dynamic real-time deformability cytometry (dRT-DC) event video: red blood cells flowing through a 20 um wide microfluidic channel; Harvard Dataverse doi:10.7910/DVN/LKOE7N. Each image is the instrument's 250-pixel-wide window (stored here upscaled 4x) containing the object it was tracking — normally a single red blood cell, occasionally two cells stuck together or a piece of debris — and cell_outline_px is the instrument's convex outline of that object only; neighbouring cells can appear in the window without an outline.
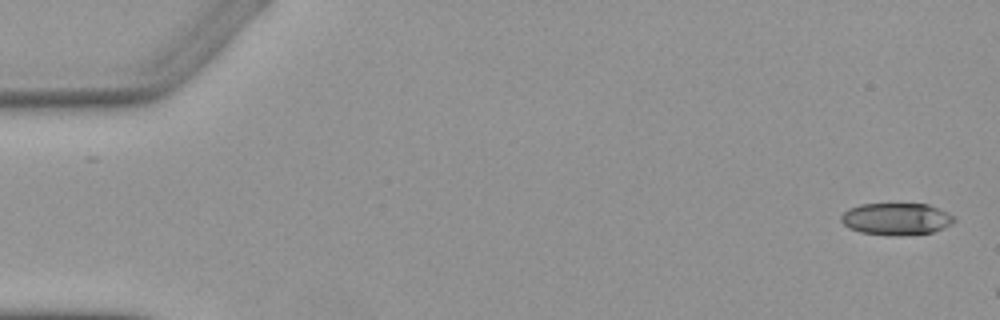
{"species": "Egyptian fruit bat (a non-hibernating species)", "species_latin": "Rousettus aegyptiacus", "temperature_condition": "warm", "stored_images_in_passage": 3, "camera_frame_rate_fps": 3000, "um_per_image_px": 0.085, "animal": {"sex": "female"}, "frame": {"image": 1, "passage_image": 1, "time_ms": 0.0, "image_size_px": [1000, 320], "cell_outline_px": [[956, 220], [952, 224], [944, 228], [932, 232], [900, 236], [888, 236], [860, 232], [848, 228], [840, 220], [840, 216], [848, 208], [860, 204], [928, 204], [948, 212], [956, 216]], "centroid_in_image_um": [76.19, 18.62], "position_along_channel_um": 8.8, "area_um2": 21.44}}